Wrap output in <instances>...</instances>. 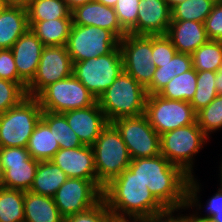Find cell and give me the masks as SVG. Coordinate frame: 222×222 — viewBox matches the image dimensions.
<instances>
[{
  "mask_svg": "<svg viewBox=\"0 0 222 222\" xmlns=\"http://www.w3.org/2000/svg\"><path fill=\"white\" fill-rule=\"evenodd\" d=\"M102 194L116 220H139L165 209L128 168L105 185Z\"/></svg>",
  "mask_w": 222,
  "mask_h": 222,
  "instance_id": "cell-1",
  "label": "cell"
},
{
  "mask_svg": "<svg viewBox=\"0 0 222 222\" xmlns=\"http://www.w3.org/2000/svg\"><path fill=\"white\" fill-rule=\"evenodd\" d=\"M128 169L146 184L164 208H179L186 205L189 176L163 155L131 159Z\"/></svg>",
  "mask_w": 222,
  "mask_h": 222,
  "instance_id": "cell-2",
  "label": "cell"
},
{
  "mask_svg": "<svg viewBox=\"0 0 222 222\" xmlns=\"http://www.w3.org/2000/svg\"><path fill=\"white\" fill-rule=\"evenodd\" d=\"M147 97L146 88L123 71L97 102L107 121L113 122L117 118L143 115Z\"/></svg>",
  "mask_w": 222,
  "mask_h": 222,
  "instance_id": "cell-3",
  "label": "cell"
},
{
  "mask_svg": "<svg viewBox=\"0 0 222 222\" xmlns=\"http://www.w3.org/2000/svg\"><path fill=\"white\" fill-rule=\"evenodd\" d=\"M209 140L197 122L179 127L160 135L161 155L189 177L195 176V157Z\"/></svg>",
  "mask_w": 222,
  "mask_h": 222,
  "instance_id": "cell-4",
  "label": "cell"
},
{
  "mask_svg": "<svg viewBox=\"0 0 222 222\" xmlns=\"http://www.w3.org/2000/svg\"><path fill=\"white\" fill-rule=\"evenodd\" d=\"M97 183L104 188L128 168L131 158L119 130L109 122L92 145Z\"/></svg>",
  "mask_w": 222,
  "mask_h": 222,
  "instance_id": "cell-5",
  "label": "cell"
},
{
  "mask_svg": "<svg viewBox=\"0 0 222 222\" xmlns=\"http://www.w3.org/2000/svg\"><path fill=\"white\" fill-rule=\"evenodd\" d=\"M36 97L27 96L18 105L0 114V148L25 147L42 116Z\"/></svg>",
  "mask_w": 222,
  "mask_h": 222,
  "instance_id": "cell-6",
  "label": "cell"
},
{
  "mask_svg": "<svg viewBox=\"0 0 222 222\" xmlns=\"http://www.w3.org/2000/svg\"><path fill=\"white\" fill-rule=\"evenodd\" d=\"M123 71L119 46L109 54L73 62V75L97 100Z\"/></svg>",
  "mask_w": 222,
  "mask_h": 222,
  "instance_id": "cell-7",
  "label": "cell"
},
{
  "mask_svg": "<svg viewBox=\"0 0 222 222\" xmlns=\"http://www.w3.org/2000/svg\"><path fill=\"white\" fill-rule=\"evenodd\" d=\"M44 111L64 113L94 105L97 99L72 74L45 87L37 96Z\"/></svg>",
  "mask_w": 222,
  "mask_h": 222,
  "instance_id": "cell-8",
  "label": "cell"
},
{
  "mask_svg": "<svg viewBox=\"0 0 222 222\" xmlns=\"http://www.w3.org/2000/svg\"><path fill=\"white\" fill-rule=\"evenodd\" d=\"M144 115L159 135L197 122V112L188 101L148 95Z\"/></svg>",
  "mask_w": 222,
  "mask_h": 222,
  "instance_id": "cell-9",
  "label": "cell"
},
{
  "mask_svg": "<svg viewBox=\"0 0 222 222\" xmlns=\"http://www.w3.org/2000/svg\"><path fill=\"white\" fill-rule=\"evenodd\" d=\"M119 41L107 29L72 24L65 46L72 62H79L111 53Z\"/></svg>",
  "mask_w": 222,
  "mask_h": 222,
  "instance_id": "cell-10",
  "label": "cell"
},
{
  "mask_svg": "<svg viewBox=\"0 0 222 222\" xmlns=\"http://www.w3.org/2000/svg\"><path fill=\"white\" fill-rule=\"evenodd\" d=\"M112 123L119 130L131 159L151 158L161 154L160 135L144 114L117 118Z\"/></svg>",
  "mask_w": 222,
  "mask_h": 222,
  "instance_id": "cell-11",
  "label": "cell"
},
{
  "mask_svg": "<svg viewBox=\"0 0 222 222\" xmlns=\"http://www.w3.org/2000/svg\"><path fill=\"white\" fill-rule=\"evenodd\" d=\"M119 47L123 57L124 72L147 88L156 70L152 55V35L127 33L120 39Z\"/></svg>",
  "mask_w": 222,
  "mask_h": 222,
  "instance_id": "cell-12",
  "label": "cell"
},
{
  "mask_svg": "<svg viewBox=\"0 0 222 222\" xmlns=\"http://www.w3.org/2000/svg\"><path fill=\"white\" fill-rule=\"evenodd\" d=\"M102 191L97 181L68 178L57 190L53 200L60 214L67 217L97 205L103 199Z\"/></svg>",
  "mask_w": 222,
  "mask_h": 222,
  "instance_id": "cell-13",
  "label": "cell"
},
{
  "mask_svg": "<svg viewBox=\"0 0 222 222\" xmlns=\"http://www.w3.org/2000/svg\"><path fill=\"white\" fill-rule=\"evenodd\" d=\"M73 74V62L66 46H44L33 80L27 85V96L36 97L48 85Z\"/></svg>",
  "mask_w": 222,
  "mask_h": 222,
  "instance_id": "cell-14",
  "label": "cell"
},
{
  "mask_svg": "<svg viewBox=\"0 0 222 222\" xmlns=\"http://www.w3.org/2000/svg\"><path fill=\"white\" fill-rule=\"evenodd\" d=\"M0 158L4 171L2 187L29 191L39 161L33 159L25 147L0 148Z\"/></svg>",
  "mask_w": 222,
  "mask_h": 222,
  "instance_id": "cell-15",
  "label": "cell"
},
{
  "mask_svg": "<svg viewBox=\"0 0 222 222\" xmlns=\"http://www.w3.org/2000/svg\"><path fill=\"white\" fill-rule=\"evenodd\" d=\"M50 161L61 168L68 178L97 181L92 146L83 145L72 149L60 148Z\"/></svg>",
  "mask_w": 222,
  "mask_h": 222,
  "instance_id": "cell-16",
  "label": "cell"
},
{
  "mask_svg": "<svg viewBox=\"0 0 222 222\" xmlns=\"http://www.w3.org/2000/svg\"><path fill=\"white\" fill-rule=\"evenodd\" d=\"M171 23V8L165 0H140L137 24L132 35H166Z\"/></svg>",
  "mask_w": 222,
  "mask_h": 222,
  "instance_id": "cell-17",
  "label": "cell"
},
{
  "mask_svg": "<svg viewBox=\"0 0 222 222\" xmlns=\"http://www.w3.org/2000/svg\"><path fill=\"white\" fill-rule=\"evenodd\" d=\"M83 145L92 146L109 123L98 102L94 105L62 113Z\"/></svg>",
  "mask_w": 222,
  "mask_h": 222,
  "instance_id": "cell-18",
  "label": "cell"
},
{
  "mask_svg": "<svg viewBox=\"0 0 222 222\" xmlns=\"http://www.w3.org/2000/svg\"><path fill=\"white\" fill-rule=\"evenodd\" d=\"M71 15L74 25L95 26L107 29L119 40L127 34L121 27L114 8L105 6L95 0L76 7L71 11Z\"/></svg>",
  "mask_w": 222,
  "mask_h": 222,
  "instance_id": "cell-19",
  "label": "cell"
},
{
  "mask_svg": "<svg viewBox=\"0 0 222 222\" xmlns=\"http://www.w3.org/2000/svg\"><path fill=\"white\" fill-rule=\"evenodd\" d=\"M43 48V43L30 28L11 48L18 76L27 85L35 77Z\"/></svg>",
  "mask_w": 222,
  "mask_h": 222,
  "instance_id": "cell-20",
  "label": "cell"
},
{
  "mask_svg": "<svg viewBox=\"0 0 222 222\" xmlns=\"http://www.w3.org/2000/svg\"><path fill=\"white\" fill-rule=\"evenodd\" d=\"M166 36L178 53L187 54H192L209 40L204 23L195 21H171Z\"/></svg>",
  "mask_w": 222,
  "mask_h": 222,
  "instance_id": "cell-21",
  "label": "cell"
},
{
  "mask_svg": "<svg viewBox=\"0 0 222 222\" xmlns=\"http://www.w3.org/2000/svg\"><path fill=\"white\" fill-rule=\"evenodd\" d=\"M28 29L26 6L7 5L0 11V49H11Z\"/></svg>",
  "mask_w": 222,
  "mask_h": 222,
  "instance_id": "cell-22",
  "label": "cell"
},
{
  "mask_svg": "<svg viewBox=\"0 0 222 222\" xmlns=\"http://www.w3.org/2000/svg\"><path fill=\"white\" fill-rule=\"evenodd\" d=\"M53 197L24 191V222H63Z\"/></svg>",
  "mask_w": 222,
  "mask_h": 222,
  "instance_id": "cell-23",
  "label": "cell"
},
{
  "mask_svg": "<svg viewBox=\"0 0 222 222\" xmlns=\"http://www.w3.org/2000/svg\"><path fill=\"white\" fill-rule=\"evenodd\" d=\"M196 176H191L188 179V185L186 188V207L187 210H192L191 214L198 219L210 220L213 217V210H222V189L218 187L217 192L214 193L206 203L203 205L200 200V192L202 191V184L199 182ZM200 194V195H199ZM205 208V209H204ZM205 210L204 215L201 213ZM195 210V211H194Z\"/></svg>",
  "mask_w": 222,
  "mask_h": 222,
  "instance_id": "cell-24",
  "label": "cell"
},
{
  "mask_svg": "<svg viewBox=\"0 0 222 222\" xmlns=\"http://www.w3.org/2000/svg\"><path fill=\"white\" fill-rule=\"evenodd\" d=\"M192 68L191 54L176 53L171 61L158 63L151 84L146 88L147 94H158L175 76Z\"/></svg>",
  "mask_w": 222,
  "mask_h": 222,
  "instance_id": "cell-25",
  "label": "cell"
},
{
  "mask_svg": "<svg viewBox=\"0 0 222 222\" xmlns=\"http://www.w3.org/2000/svg\"><path fill=\"white\" fill-rule=\"evenodd\" d=\"M68 179L67 175L56 164L49 161H39L31 192L53 197L62 184Z\"/></svg>",
  "mask_w": 222,
  "mask_h": 222,
  "instance_id": "cell-26",
  "label": "cell"
},
{
  "mask_svg": "<svg viewBox=\"0 0 222 222\" xmlns=\"http://www.w3.org/2000/svg\"><path fill=\"white\" fill-rule=\"evenodd\" d=\"M28 23L44 46H65L73 24L72 18Z\"/></svg>",
  "mask_w": 222,
  "mask_h": 222,
  "instance_id": "cell-27",
  "label": "cell"
},
{
  "mask_svg": "<svg viewBox=\"0 0 222 222\" xmlns=\"http://www.w3.org/2000/svg\"><path fill=\"white\" fill-rule=\"evenodd\" d=\"M60 149L49 126L42 120L37 123L27 144L30 156L37 161H49Z\"/></svg>",
  "mask_w": 222,
  "mask_h": 222,
  "instance_id": "cell-28",
  "label": "cell"
},
{
  "mask_svg": "<svg viewBox=\"0 0 222 222\" xmlns=\"http://www.w3.org/2000/svg\"><path fill=\"white\" fill-rule=\"evenodd\" d=\"M28 22L72 18L64 0H29L26 4Z\"/></svg>",
  "mask_w": 222,
  "mask_h": 222,
  "instance_id": "cell-29",
  "label": "cell"
},
{
  "mask_svg": "<svg viewBox=\"0 0 222 222\" xmlns=\"http://www.w3.org/2000/svg\"><path fill=\"white\" fill-rule=\"evenodd\" d=\"M196 82L197 71L192 67L173 77L158 94L166 99L190 102L196 92Z\"/></svg>",
  "mask_w": 222,
  "mask_h": 222,
  "instance_id": "cell-30",
  "label": "cell"
},
{
  "mask_svg": "<svg viewBox=\"0 0 222 222\" xmlns=\"http://www.w3.org/2000/svg\"><path fill=\"white\" fill-rule=\"evenodd\" d=\"M41 119L49 126L61 149L83 146L77 134L70 128L62 113L42 112Z\"/></svg>",
  "mask_w": 222,
  "mask_h": 222,
  "instance_id": "cell-31",
  "label": "cell"
},
{
  "mask_svg": "<svg viewBox=\"0 0 222 222\" xmlns=\"http://www.w3.org/2000/svg\"><path fill=\"white\" fill-rule=\"evenodd\" d=\"M196 71L216 72L222 67V41L208 40L191 54Z\"/></svg>",
  "mask_w": 222,
  "mask_h": 222,
  "instance_id": "cell-32",
  "label": "cell"
},
{
  "mask_svg": "<svg viewBox=\"0 0 222 222\" xmlns=\"http://www.w3.org/2000/svg\"><path fill=\"white\" fill-rule=\"evenodd\" d=\"M0 222H24V191L0 187Z\"/></svg>",
  "mask_w": 222,
  "mask_h": 222,
  "instance_id": "cell-33",
  "label": "cell"
},
{
  "mask_svg": "<svg viewBox=\"0 0 222 222\" xmlns=\"http://www.w3.org/2000/svg\"><path fill=\"white\" fill-rule=\"evenodd\" d=\"M214 4L212 0H185L171 8V21L204 23Z\"/></svg>",
  "mask_w": 222,
  "mask_h": 222,
  "instance_id": "cell-34",
  "label": "cell"
},
{
  "mask_svg": "<svg viewBox=\"0 0 222 222\" xmlns=\"http://www.w3.org/2000/svg\"><path fill=\"white\" fill-rule=\"evenodd\" d=\"M215 77L216 72L197 71L196 92L189 102L196 112L206 107L218 95Z\"/></svg>",
  "mask_w": 222,
  "mask_h": 222,
  "instance_id": "cell-35",
  "label": "cell"
},
{
  "mask_svg": "<svg viewBox=\"0 0 222 222\" xmlns=\"http://www.w3.org/2000/svg\"><path fill=\"white\" fill-rule=\"evenodd\" d=\"M197 123L209 139L211 134L222 130V95L197 112Z\"/></svg>",
  "mask_w": 222,
  "mask_h": 222,
  "instance_id": "cell-36",
  "label": "cell"
},
{
  "mask_svg": "<svg viewBox=\"0 0 222 222\" xmlns=\"http://www.w3.org/2000/svg\"><path fill=\"white\" fill-rule=\"evenodd\" d=\"M26 83H16L0 78V114L18 105L27 97Z\"/></svg>",
  "mask_w": 222,
  "mask_h": 222,
  "instance_id": "cell-37",
  "label": "cell"
},
{
  "mask_svg": "<svg viewBox=\"0 0 222 222\" xmlns=\"http://www.w3.org/2000/svg\"><path fill=\"white\" fill-rule=\"evenodd\" d=\"M114 216L102 199L94 207L82 212L64 217L63 222H112Z\"/></svg>",
  "mask_w": 222,
  "mask_h": 222,
  "instance_id": "cell-38",
  "label": "cell"
},
{
  "mask_svg": "<svg viewBox=\"0 0 222 222\" xmlns=\"http://www.w3.org/2000/svg\"><path fill=\"white\" fill-rule=\"evenodd\" d=\"M140 0H118L114 10L121 27L128 33L138 19V7Z\"/></svg>",
  "mask_w": 222,
  "mask_h": 222,
  "instance_id": "cell-39",
  "label": "cell"
},
{
  "mask_svg": "<svg viewBox=\"0 0 222 222\" xmlns=\"http://www.w3.org/2000/svg\"><path fill=\"white\" fill-rule=\"evenodd\" d=\"M177 50L166 35H152V55L154 65L171 61Z\"/></svg>",
  "mask_w": 222,
  "mask_h": 222,
  "instance_id": "cell-40",
  "label": "cell"
},
{
  "mask_svg": "<svg viewBox=\"0 0 222 222\" xmlns=\"http://www.w3.org/2000/svg\"><path fill=\"white\" fill-rule=\"evenodd\" d=\"M204 26L209 40L222 41V3L214 4Z\"/></svg>",
  "mask_w": 222,
  "mask_h": 222,
  "instance_id": "cell-41",
  "label": "cell"
},
{
  "mask_svg": "<svg viewBox=\"0 0 222 222\" xmlns=\"http://www.w3.org/2000/svg\"><path fill=\"white\" fill-rule=\"evenodd\" d=\"M0 78L25 83L19 76L11 49H0Z\"/></svg>",
  "mask_w": 222,
  "mask_h": 222,
  "instance_id": "cell-42",
  "label": "cell"
},
{
  "mask_svg": "<svg viewBox=\"0 0 222 222\" xmlns=\"http://www.w3.org/2000/svg\"><path fill=\"white\" fill-rule=\"evenodd\" d=\"M183 210L186 211L187 207L165 208L163 211L155 213L150 217L139 219V222H186V215Z\"/></svg>",
  "mask_w": 222,
  "mask_h": 222,
  "instance_id": "cell-43",
  "label": "cell"
},
{
  "mask_svg": "<svg viewBox=\"0 0 222 222\" xmlns=\"http://www.w3.org/2000/svg\"><path fill=\"white\" fill-rule=\"evenodd\" d=\"M68 9L70 11L74 10L76 7L81 6V5H85L91 1L94 0H64Z\"/></svg>",
  "mask_w": 222,
  "mask_h": 222,
  "instance_id": "cell-44",
  "label": "cell"
},
{
  "mask_svg": "<svg viewBox=\"0 0 222 222\" xmlns=\"http://www.w3.org/2000/svg\"><path fill=\"white\" fill-rule=\"evenodd\" d=\"M215 87L218 95H222V67L216 71Z\"/></svg>",
  "mask_w": 222,
  "mask_h": 222,
  "instance_id": "cell-45",
  "label": "cell"
},
{
  "mask_svg": "<svg viewBox=\"0 0 222 222\" xmlns=\"http://www.w3.org/2000/svg\"><path fill=\"white\" fill-rule=\"evenodd\" d=\"M210 222H222V210H213V217Z\"/></svg>",
  "mask_w": 222,
  "mask_h": 222,
  "instance_id": "cell-46",
  "label": "cell"
},
{
  "mask_svg": "<svg viewBox=\"0 0 222 222\" xmlns=\"http://www.w3.org/2000/svg\"><path fill=\"white\" fill-rule=\"evenodd\" d=\"M186 222H210L206 219H198L195 216H193L191 213H186Z\"/></svg>",
  "mask_w": 222,
  "mask_h": 222,
  "instance_id": "cell-47",
  "label": "cell"
},
{
  "mask_svg": "<svg viewBox=\"0 0 222 222\" xmlns=\"http://www.w3.org/2000/svg\"><path fill=\"white\" fill-rule=\"evenodd\" d=\"M8 5H23L26 6L29 0H4Z\"/></svg>",
  "mask_w": 222,
  "mask_h": 222,
  "instance_id": "cell-48",
  "label": "cell"
},
{
  "mask_svg": "<svg viewBox=\"0 0 222 222\" xmlns=\"http://www.w3.org/2000/svg\"><path fill=\"white\" fill-rule=\"evenodd\" d=\"M95 1L100 2L105 6L114 8L118 0H95Z\"/></svg>",
  "mask_w": 222,
  "mask_h": 222,
  "instance_id": "cell-49",
  "label": "cell"
},
{
  "mask_svg": "<svg viewBox=\"0 0 222 222\" xmlns=\"http://www.w3.org/2000/svg\"><path fill=\"white\" fill-rule=\"evenodd\" d=\"M166 4L170 7L173 8L176 4L183 2L185 0H165Z\"/></svg>",
  "mask_w": 222,
  "mask_h": 222,
  "instance_id": "cell-50",
  "label": "cell"
},
{
  "mask_svg": "<svg viewBox=\"0 0 222 222\" xmlns=\"http://www.w3.org/2000/svg\"><path fill=\"white\" fill-rule=\"evenodd\" d=\"M220 165H219V171H220V174H219V178H220V183H219V185H220V189H222V159H221V161H220Z\"/></svg>",
  "mask_w": 222,
  "mask_h": 222,
  "instance_id": "cell-51",
  "label": "cell"
},
{
  "mask_svg": "<svg viewBox=\"0 0 222 222\" xmlns=\"http://www.w3.org/2000/svg\"><path fill=\"white\" fill-rule=\"evenodd\" d=\"M3 168H2V163H1V158H0V187L2 186V181H3Z\"/></svg>",
  "mask_w": 222,
  "mask_h": 222,
  "instance_id": "cell-52",
  "label": "cell"
},
{
  "mask_svg": "<svg viewBox=\"0 0 222 222\" xmlns=\"http://www.w3.org/2000/svg\"><path fill=\"white\" fill-rule=\"evenodd\" d=\"M8 4L4 0H0V11L3 10Z\"/></svg>",
  "mask_w": 222,
  "mask_h": 222,
  "instance_id": "cell-53",
  "label": "cell"
},
{
  "mask_svg": "<svg viewBox=\"0 0 222 222\" xmlns=\"http://www.w3.org/2000/svg\"><path fill=\"white\" fill-rule=\"evenodd\" d=\"M112 222H139V220H116V219H114Z\"/></svg>",
  "mask_w": 222,
  "mask_h": 222,
  "instance_id": "cell-54",
  "label": "cell"
},
{
  "mask_svg": "<svg viewBox=\"0 0 222 222\" xmlns=\"http://www.w3.org/2000/svg\"><path fill=\"white\" fill-rule=\"evenodd\" d=\"M214 3H222V0H212Z\"/></svg>",
  "mask_w": 222,
  "mask_h": 222,
  "instance_id": "cell-55",
  "label": "cell"
}]
</instances>
